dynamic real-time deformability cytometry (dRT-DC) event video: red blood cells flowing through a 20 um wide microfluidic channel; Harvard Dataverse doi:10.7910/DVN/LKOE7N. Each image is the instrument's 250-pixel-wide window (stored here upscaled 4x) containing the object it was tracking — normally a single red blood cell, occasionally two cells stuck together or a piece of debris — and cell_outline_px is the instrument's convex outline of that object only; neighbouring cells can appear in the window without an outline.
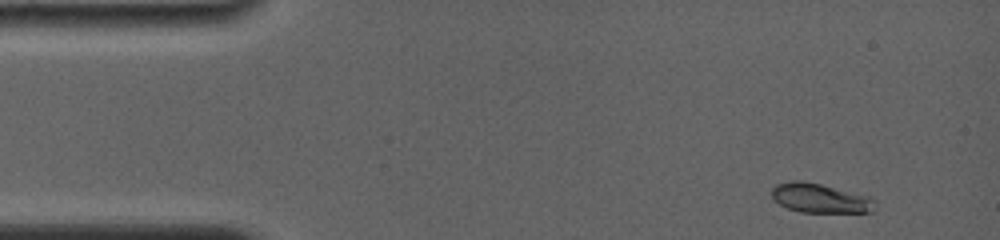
{"species": "common noctule bat (a hibernating species)", "species_latin": "Nyctalus noctula", "temperature_condition": "room temperature", "stored_images_in_passage": 27, "camera_frame_rate_fps": 4000, "um_per_image_px": 0.085, "animal": {"sex": "female", "body_mass_g": 19.0, "forearm_length_mm": 56.7}, "frame": {"image": 1, "passage_image": 1, "time_ms": 0.0, "image_size_px": [1000, 240], "cell_outline_px": [[876, 208], [872, 212], [800, 212], [788, 208], [772, 200], [768, 192], [776, 184], [792, 180], [800, 180], [820, 184], [872, 196], [876, 204]], "centroid_in_image_um": [69.69, 16.84], "position_along_channel_um": 15.3, "area_um2": 18.03}}
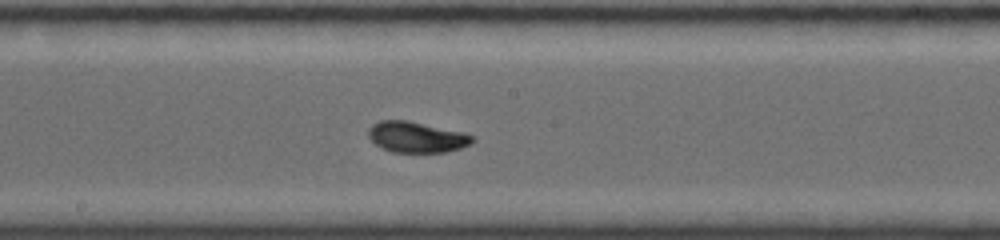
{"frame": {"image": 2, "passage_image": 14, "time_ms": 7.5, "image_size_px": [1000, 240], "cell_outline_px": [[476, 140], [472, 144], [460, 148], [444, 152], [392, 152], [376, 144], [368, 136], [368, 128], [372, 124], [380, 120], [408, 120], [460, 132], [472, 136]], "centroid_in_image_um": [35.39, 11.65], "position_along_channel_um": 212.8, "area_um2": 18.5}}
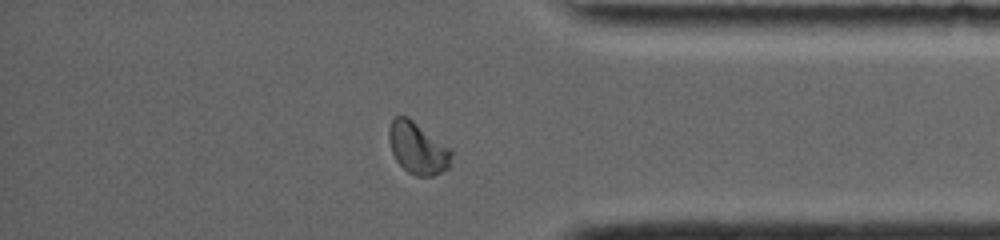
{"frame": {"image": 3, "passage_image": 24, "time_ms": 12.5, "image_size_px": [1000, 240], "cell_outline_px": [[452, 164], [448, 168], [432, 176], [416, 176], [408, 172], [396, 160], [392, 152], [388, 140], [388, 128], [392, 120], [396, 116], [408, 116], [452, 148]], "centroid_in_image_um": [35.52, 12.58], "position_along_channel_um": 399.7, "area_um2": 19.19}, "authors_computed_cell_mechanics": {"area_um2": 18.0914, "velocity_mm_per_s": 3.8299, "shape_relaxation_time_tau1_ms": 3.1947, "shape_relaxation_time_tau2_ms": null, "deformation_change_tau1": 0.1133, "deformation_change_tau2": null}}